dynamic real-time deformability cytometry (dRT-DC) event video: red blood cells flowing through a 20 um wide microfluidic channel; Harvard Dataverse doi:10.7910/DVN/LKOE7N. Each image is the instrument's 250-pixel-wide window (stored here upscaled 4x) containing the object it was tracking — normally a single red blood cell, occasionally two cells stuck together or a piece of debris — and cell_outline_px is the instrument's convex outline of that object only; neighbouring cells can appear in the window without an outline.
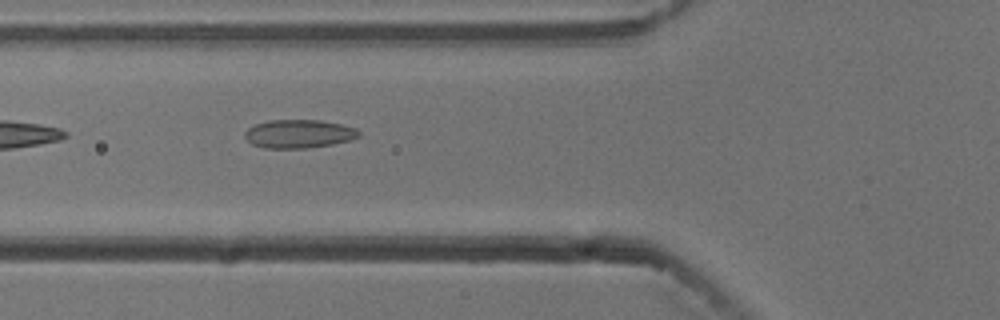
{"species": "common noctule bat (a hibernating species)", "species_latin": "Nyctalus noctula", "temperature_condition": "cold", "stored_images_in_passage": 12, "camera_frame_rate_fps": 3000, "um_per_image_px": 0.085, "animal": {"sex": "male", "body_mass_g": 13.3}, "frame": {"image": 1, "passage_image": 4, "time_ms": 1.0, "image_size_px": [1000, 320], "cell_outline_px": [[360, 136], [348, 140], [332, 144], [308, 148], [264, 148], [252, 144], [244, 136], [244, 132], [248, 128], [256, 124], [268, 120], [320, 120], [340, 124], [356, 128], [360, 132]], "centroid_in_image_um": [25.38, 11.37], "position_along_channel_um": 100.4, "area_um2": 18.84}}
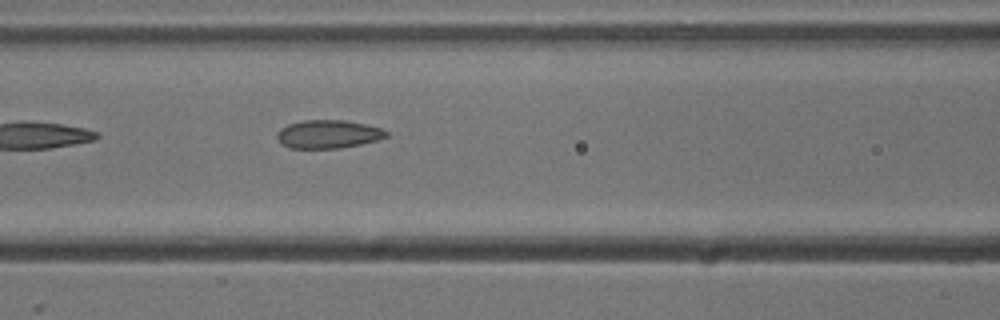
{"frame": {"image": 2, "passage_image": 7, "time_ms": 2.0, "image_size_px": [1000, 320], "cell_outline_px": [[388, 136], [376, 140], [360, 144], [340, 148], [288, 148], [280, 144], [276, 136], [276, 132], [280, 128], [288, 124], [304, 120], [344, 120], [364, 124], [380, 128], [388, 132]], "centroid_in_image_um": [27.83, 11.4], "position_along_channel_um": 138.8, "area_um2": 18.03}}